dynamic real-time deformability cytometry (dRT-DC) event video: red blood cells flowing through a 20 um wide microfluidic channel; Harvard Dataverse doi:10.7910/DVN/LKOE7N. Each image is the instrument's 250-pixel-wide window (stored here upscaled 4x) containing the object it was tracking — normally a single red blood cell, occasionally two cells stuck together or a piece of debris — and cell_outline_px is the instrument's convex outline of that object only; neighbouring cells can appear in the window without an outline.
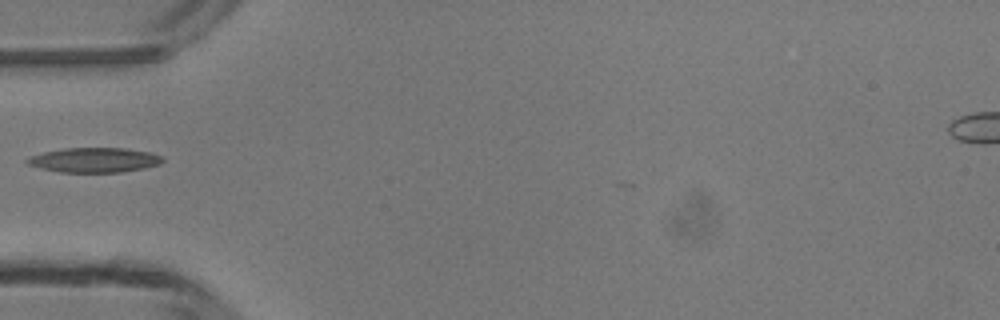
{"species": "common noctule bat (a hibernating species)", "species_latin": "Nyctalus noctula", "temperature_condition": "room temperature", "stored_images_in_passage": 26, "camera_frame_rate_fps": 3000, "um_per_image_px": 0.085, "animal": {"sex": "male", "body_mass_g": 13.3}, "frame": {"image": 1, "passage_image": 1, "time_ms": 0.0, "image_size_px": [1000, 320], "cell_outline_px": [[164, 160], [160, 164], [144, 168], [124, 172], [60, 172], [40, 168], [28, 164], [24, 160], [32, 156], [44, 152], [64, 148], [124, 148], [148, 152], [164, 156]], "centroid_in_image_um": [8.04, 13.6], "position_along_channel_um": 77.0, "area_um2": 19.48}}
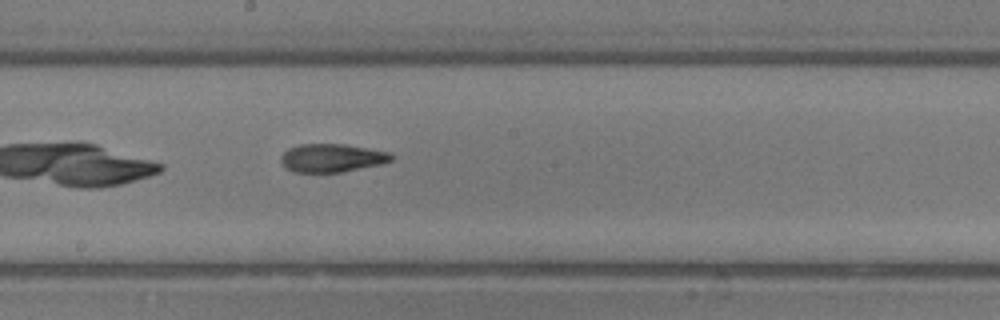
{"frame": {"image": 2, "passage_image": 11, "time_ms": 3.333, "image_size_px": [1000, 320], "cell_outline_px": [[392, 160], [384, 164], [344, 172], [292, 172], [280, 160], [280, 156], [288, 148], [300, 144], [344, 144], [388, 152], [392, 156]], "centroid_in_image_um": [28.21, 13.43], "position_along_channel_um": 220.0, "area_um2": 18.21}}
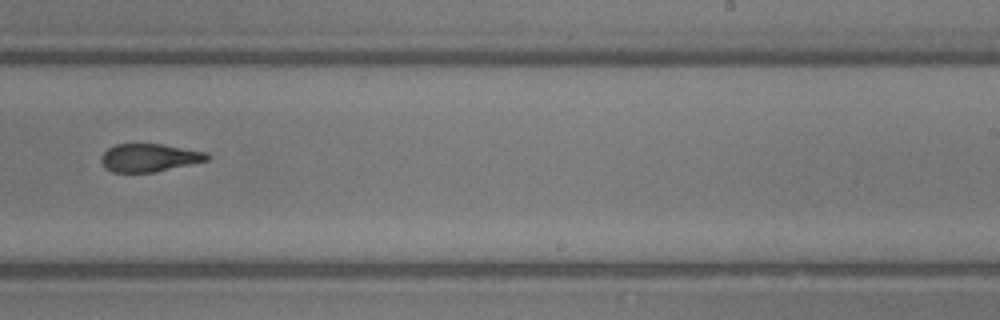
{"frame": {"image": 3, "passage_image": 15, "time_ms": 4.667, "image_size_px": [1000, 320], "cell_outline_px": [[212, 156], [208, 160], [152, 172], [112, 172], [104, 168], [100, 160], [100, 156], [108, 148], [116, 144], [160, 144], [208, 152]], "centroid_in_image_um": [12.67, 13.4], "position_along_channel_um": 276.3, "area_um2": 17.22}}